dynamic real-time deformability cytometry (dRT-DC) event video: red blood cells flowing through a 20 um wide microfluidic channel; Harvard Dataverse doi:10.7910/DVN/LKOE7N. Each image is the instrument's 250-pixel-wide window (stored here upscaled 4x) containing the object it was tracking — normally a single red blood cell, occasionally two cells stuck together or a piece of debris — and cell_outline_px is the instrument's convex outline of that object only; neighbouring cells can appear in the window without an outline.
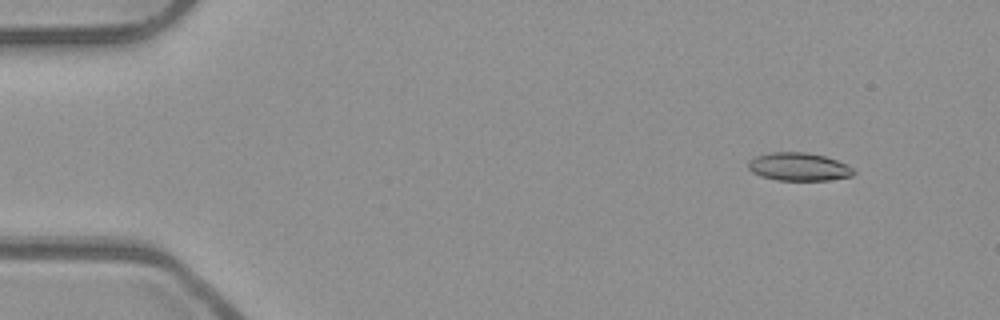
{"species": "common noctule bat (a hibernating species)", "species_latin": "Nyctalus noctula", "temperature_condition": "room temperature", "stored_images_in_passage": 51, "camera_frame_rate_fps": 3000, "um_per_image_px": 0.085, "animal": {"sex": "male", "body_mass_g": 23.1, "forearm_length_mm": 52.7}, "frame": {"image": 1, "passage_image": 4, "time_ms": 1.0, "image_size_px": [1000, 320], "cell_outline_px": [[856, 172], [852, 176], [828, 180], [776, 180], [760, 176], [752, 172], [748, 168], [748, 160], [756, 156], [772, 152], [808, 152], [824, 156], [848, 164], [856, 168]], "centroid_in_image_um": [67.92, 14.17], "position_along_channel_um": 17.1, "area_um2": 17.46}}
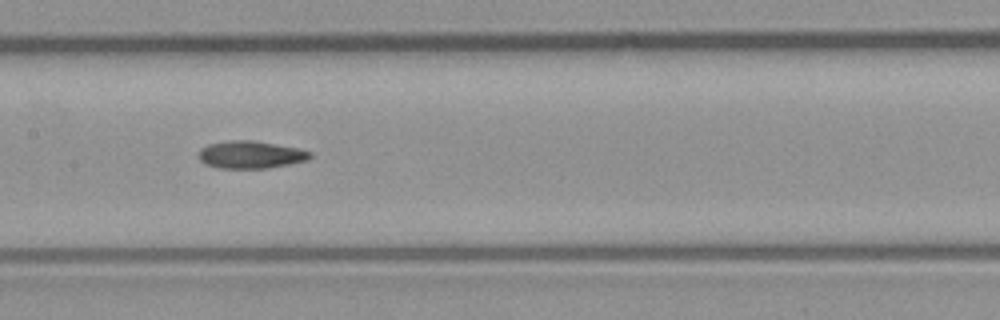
{"frame": {"image": 2, "passage_image": 25, "time_ms": 8.0, "image_size_px": [1000, 320], "cell_outline_px": [[312, 156], [308, 160], [292, 164], [268, 168], [220, 168], [204, 164], [200, 160], [200, 148], [208, 144], [232, 140], [252, 140], [296, 148], [312, 152]], "centroid_in_image_um": [21.32, 13.15], "position_along_channel_um": 186.1, "area_um2": 17.8}}
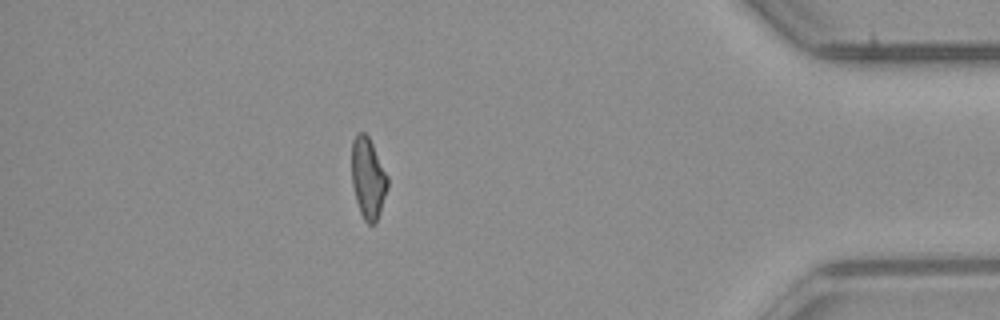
{"frame": {"image": 3, "passage_image": 45, "time_ms": 14.667, "image_size_px": [1000, 320], "cell_outline_px": [[388, 188], [376, 224], [368, 224], [364, 220], [360, 212], [356, 200], [352, 184], [352, 140], [360, 132], [364, 132], [368, 136], [388, 176]], "centroid_in_image_um": [31.29, 15.18], "position_along_channel_um": 403.9, "area_um2": 16.88}, "authors_computed_cell_mechanics": {"area_um2": 17.4556, "velocity_mm_per_s": 3.962, "shape_relaxation_time_tau1_ms": null, "shape_relaxation_time_tau2_ms": 6.4187, "deformation_change_tau1": null, "deformation_change_tau2": 0.1595}}